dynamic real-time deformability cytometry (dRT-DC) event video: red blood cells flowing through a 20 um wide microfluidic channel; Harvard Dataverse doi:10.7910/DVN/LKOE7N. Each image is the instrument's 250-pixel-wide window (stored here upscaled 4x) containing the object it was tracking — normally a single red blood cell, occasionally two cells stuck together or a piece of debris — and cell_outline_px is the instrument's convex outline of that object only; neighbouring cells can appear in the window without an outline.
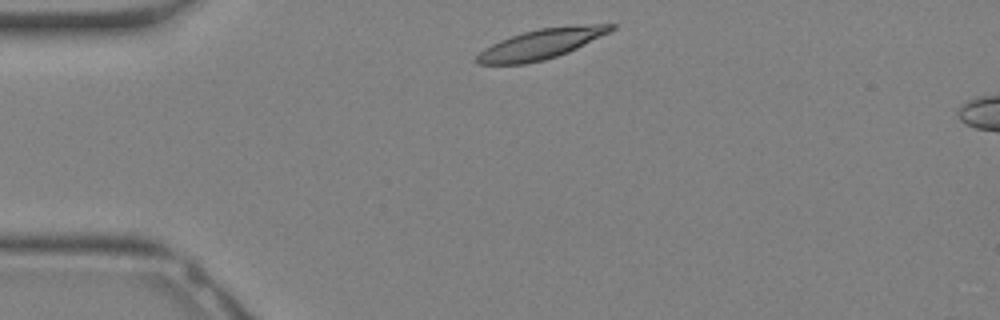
{"species": "Egyptian fruit bat (a non-hibernating species)", "species_latin": "Rousettus aegyptiacus", "temperature_condition": "warm", "stored_images_in_passage": 4, "camera_frame_rate_fps": 3000, "um_per_image_px": 0.085, "animal": {"sex": "female"}, "frame": {"image": 1, "passage_image": 1, "time_ms": 0.0, "image_size_px": [1000, 320], "cell_outline_px": [[616, 28], [568, 52], [544, 60], [524, 64], [476, 64], [476, 56], [484, 48], [500, 40], [524, 32], [540, 28], [588, 24], [616, 24]], "centroid_in_image_um": [45.97, 3.74], "position_along_channel_um": 39.0, "area_um2": 23.06}}